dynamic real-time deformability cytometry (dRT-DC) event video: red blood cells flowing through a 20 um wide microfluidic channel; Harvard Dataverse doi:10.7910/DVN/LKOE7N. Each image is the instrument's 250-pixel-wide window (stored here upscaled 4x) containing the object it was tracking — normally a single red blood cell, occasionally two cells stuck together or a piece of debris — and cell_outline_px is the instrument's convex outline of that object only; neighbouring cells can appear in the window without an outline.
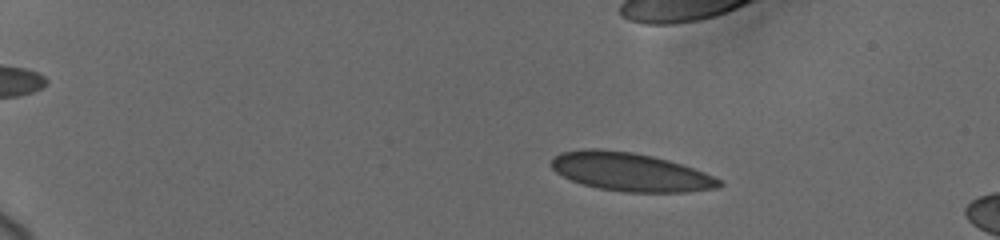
{"species": "human", "species_latin": "Homo sapiens", "temperature_condition": "cold", "stored_images_in_passage": 23, "camera_frame_rate_fps": 3000, "um_per_image_px": 0.085, "donor": {"sex": "female"}, "frame": {"image": 1, "passage_image": 4, "time_ms": 3.0, "image_size_px": [1000, 240], "cell_outline_px": [[724, 184], [720, 188], [684, 192], [624, 192], [600, 188], [584, 184], [572, 180], [556, 172], [552, 168], [552, 156], [560, 152], [584, 148], [596, 148], [632, 152], [652, 156], [668, 160], [704, 172], [720, 180]], "centroid_in_image_um": [53.57, 14.61], "position_along_channel_um": 31.4, "area_um2": 37.45}, "authors_computed_cell_mechanics": {"area_um2": 36.7608, "velocity_mm_per_s": 3.6797, "shape_relaxation_time_tau1_ms": 8.9249, "shape_relaxation_time_tau2_ms": 0.8287, "deformation_change_tau1": 0.1584, "deformation_change_tau2": 0.0378}}